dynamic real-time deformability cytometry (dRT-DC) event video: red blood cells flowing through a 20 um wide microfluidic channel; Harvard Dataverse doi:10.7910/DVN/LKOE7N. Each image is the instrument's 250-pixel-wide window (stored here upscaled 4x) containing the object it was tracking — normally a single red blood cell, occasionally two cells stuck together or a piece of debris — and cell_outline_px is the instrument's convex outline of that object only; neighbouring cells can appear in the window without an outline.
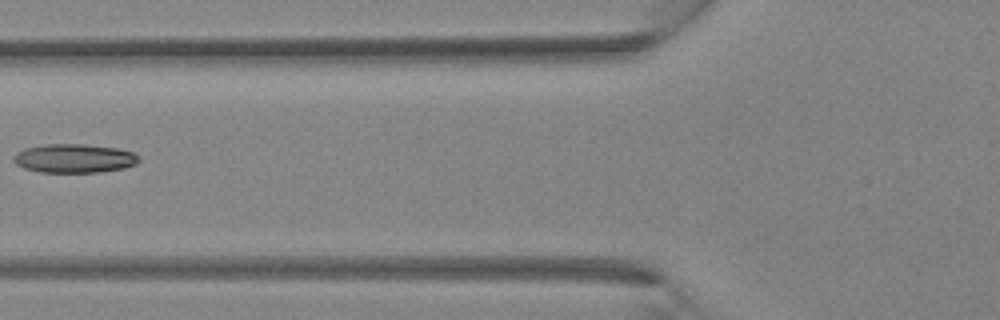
{"species": "Egyptian fruit bat (a non-hibernating species)", "species_latin": "Rousettus aegyptiacus", "temperature_condition": "room temperature", "stored_images_in_passage": 5, "camera_frame_rate_fps": 3000, "um_per_image_px": 0.085, "animal": {"sex": "female"}, "frame": {"image": 1, "passage_image": 5, "time_ms": 4.333, "image_size_px": [1000, 320], "cell_outline_px": [[140, 160], [136, 164], [124, 168], [100, 172], [40, 172], [24, 168], [16, 164], [12, 160], [12, 156], [16, 152], [24, 148], [44, 144], [80, 144], [116, 148], [132, 152], [140, 156]], "centroid_in_image_um": [6.28, 13.46], "position_along_channel_um": 119.5, "area_um2": 21.15}}